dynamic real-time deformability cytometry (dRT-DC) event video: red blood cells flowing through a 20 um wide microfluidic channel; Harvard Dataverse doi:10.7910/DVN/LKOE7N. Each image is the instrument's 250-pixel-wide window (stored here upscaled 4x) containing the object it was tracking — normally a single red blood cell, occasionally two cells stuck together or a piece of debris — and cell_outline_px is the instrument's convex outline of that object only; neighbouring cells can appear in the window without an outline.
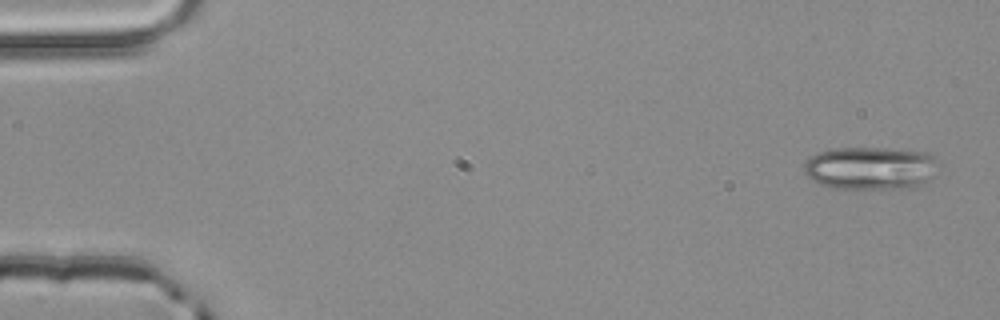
{"species": "common noctule bat (a hibernating species)", "species_latin": "Nyctalus noctula", "temperature_condition": "room temperature", "stored_images_in_passage": 5, "camera_frame_rate_fps": 3000, "um_per_image_px": 0.085, "animal": {"sex": "male", "body_mass_g": 20.4}, "frame": {"image": 1, "passage_image": 5, "time_ms": 1.333, "image_size_px": [1000, 320], "cell_outline_px": [[936, 176], [916, 188], [836, 188], [820, 184], [812, 180], [804, 172], [804, 164], [816, 152], [836, 148], [888, 148], [928, 152], [932, 156]], "centroid_in_image_um": [74.0, 14.29], "position_along_channel_um": 11.0, "area_um2": 33.58}}